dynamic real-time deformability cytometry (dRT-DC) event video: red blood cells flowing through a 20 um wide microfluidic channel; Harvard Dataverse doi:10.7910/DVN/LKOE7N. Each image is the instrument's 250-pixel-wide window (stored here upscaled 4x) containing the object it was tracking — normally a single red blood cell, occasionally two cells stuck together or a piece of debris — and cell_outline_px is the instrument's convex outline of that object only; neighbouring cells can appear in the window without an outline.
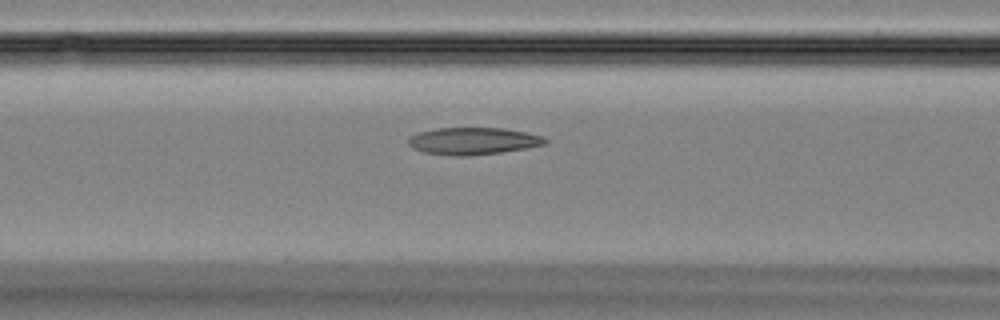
{"species": "Egyptian fruit bat (a non-hibernating species)", "species_latin": "Rousettus aegyptiacus", "temperature_condition": "room temperature", "stored_images_in_passage": 45, "camera_frame_rate_fps": 3000, "um_per_image_px": 0.085, "animal": {"sex": "female"}, "frame": {"image": 1, "passage_image": 17, "time_ms": 5.333, "image_size_px": [1000, 320], "cell_outline_px": [[548, 140], [544, 144], [528, 148], [500, 152], [468, 156], [452, 156], [424, 152], [412, 148], [408, 144], [408, 140], [412, 136], [420, 132], [436, 128], [504, 128], [544, 136]], "centroid_in_image_um": [40.22, 11.99], "position_along_channel_um": 126.4, "area_um2": 21.56}}
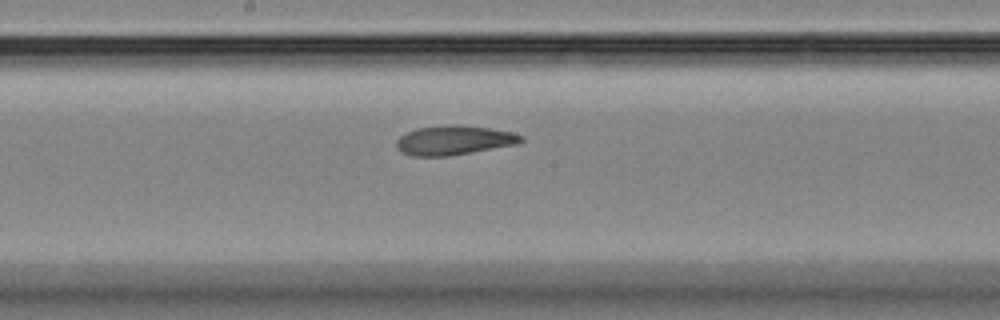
{"frame": {"image": 2, "passage_image": 23, "time_ms": 7.333, "image_size_px": [1000, 320], "cell_outline_px": [[524, 140], [516, 144], [448, 156], [412, 156], [400, 152], [396, 148], [396, 140], [400, 136], [416, 128], [452, 124], [460, 124], [488, 128], [512, 132], [524, 136]], "centroid_in_image_um": [38.56, 11.91], "position_along_channel_um": 209.6, "area_um2": 21.33}}
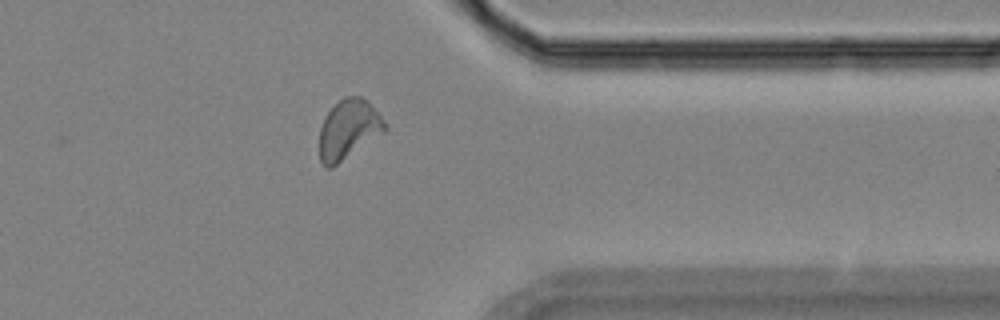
{"frame": {"image": 3, "passage_image": 36, "time_ms": 11.667, "image_size_px": [1000, 320], "cell_outline_px": [[388, 128], [384, 132], [332, 168], [324, 168], [320, 160], [320, 128], [324, 116], [344, 96], [360, 96], [368, 100], [388, 124]], "centroid_in_image_um": [29.64, 11.0], "position_along_channel_um": 381.8, "area_um2": 22.77}}